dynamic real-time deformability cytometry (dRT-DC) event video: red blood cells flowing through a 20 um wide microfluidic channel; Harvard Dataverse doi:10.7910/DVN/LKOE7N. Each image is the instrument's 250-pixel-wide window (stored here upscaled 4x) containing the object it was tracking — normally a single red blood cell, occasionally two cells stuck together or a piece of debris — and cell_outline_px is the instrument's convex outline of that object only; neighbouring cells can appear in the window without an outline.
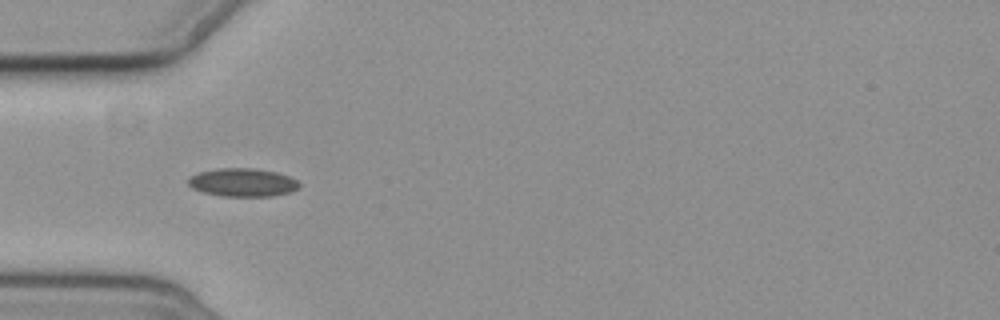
{"species": "common noctule bat (a hibernating species)", "species_latin": "Nyctalus noctula", "temperature_condition": "cold", "stored_images_in_passage": 6, "camera_frame_rate_fps": 3000, "um_per_image_px": 0.085, "animal": {"sex": "female", "body_mass_g": 19.3, "forearm_length_mm": 54.1}, "frame": {"image": 1, "passage_image": 5, "time_ms": 5.667, "image_size_px": [1000, 320], "cell_outline_px": [[300, 188], [292, 192], [272, 196], [220, 196], [204, 192], [192, 188], [188, 184], [188, 176], [200, 172], [220, 168], [256, 168], [276, 172], [288, 176], [296, 180], [300, 184]], "centroid_in_image_um": [20.64, 15.51], "position_along_channel_um": 64.4, "area_um2": 18.38}}
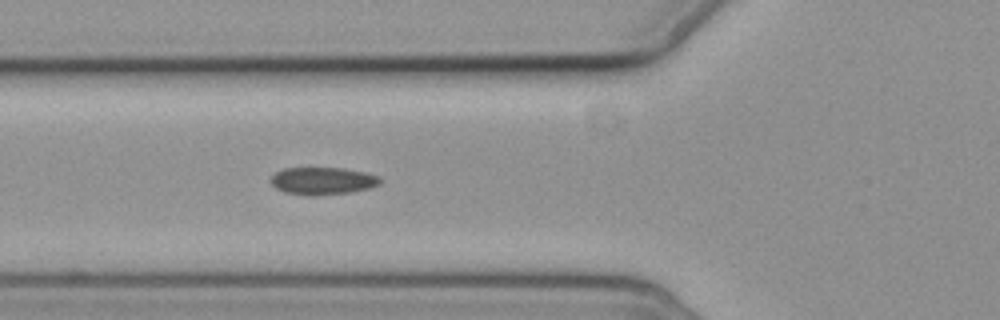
{"frame": {"image": 2, "passage_image": 6, "time_ms": 6.667, "image_size_px": [1000, 320], "cell_outline_px": [[380, 184], [372, 188], [352, 192], [308, 196], [284, 192], [276, 188], [268, 180], [276, 172], [284, 168], [344, 168], [368, 172], [380, 176]], "centroid_in_image_um": [27.45, 15.37], "position_along_channel_um": 98.4, "area_um2": 17.74}}